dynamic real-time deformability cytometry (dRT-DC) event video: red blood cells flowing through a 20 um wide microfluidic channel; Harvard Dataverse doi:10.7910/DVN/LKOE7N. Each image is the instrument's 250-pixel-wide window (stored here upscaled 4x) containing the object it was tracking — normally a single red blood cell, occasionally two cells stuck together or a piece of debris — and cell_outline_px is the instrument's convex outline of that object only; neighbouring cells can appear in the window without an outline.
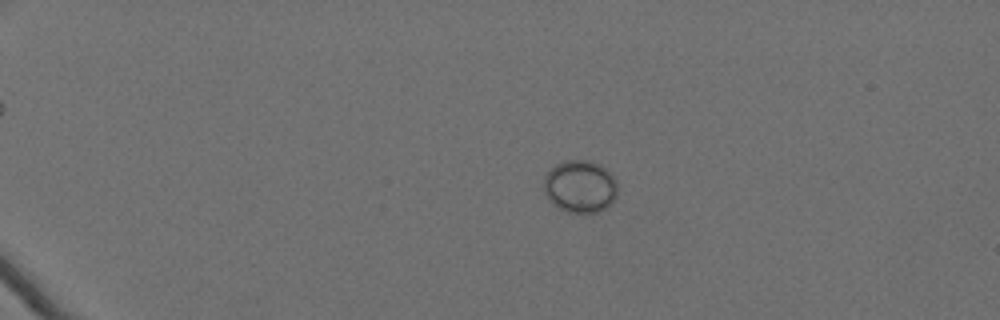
{"species": "Egyptian fruit bat (a non-hibernating species)", "species_latin": "Rousettus aegyptiacus", "temperature_condition": "cold", "stored_images_in_passage": 48, "camera_frame_rate_fps": 3000, "um_per_image_px": 0.085, "animal": {"sex": "female"}, "frame": {"image": 1, "passage_image": 2, "time_ms": 0.333, "image_size_px": [1000, 320], "cell_outline_px": [[616, 196], [612, 204], [608, 208], [600, 212], [564, 212], [556, 208], [548, 200], [544, 192], [544, 176], [556, 164], [564, 160], [588, 160], [600, 164], [616, 180]], "centroid_in_image_um": [49.29, 15.87], "position_along_channel_um": 35.7, "area_um2": 22.83}}
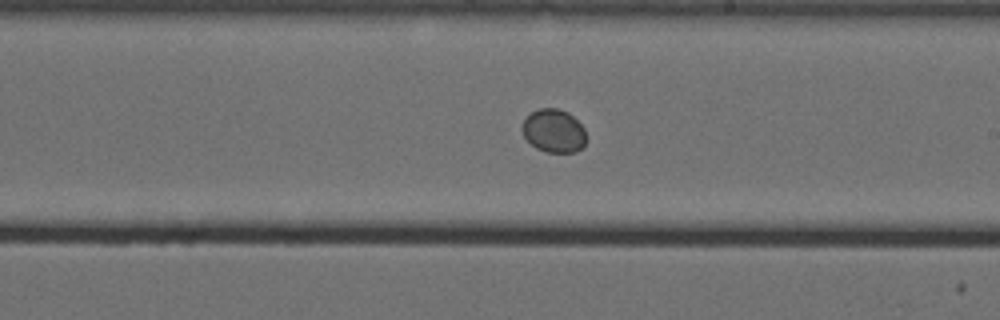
{"frame": {"image": 2, "passage_image": 27, "time_ms": 8.667, "image_size_px": [1000, 320], "cell_outline_px": [[588, 140], [576, 152], [544, 152], [536, 148], [524, 136], [520, 128], [524, 120], [532, 112], [540, 108], [556, 108], [568, 112], [584, 128]], "centroid_in_image_um": [47.08, 11.13], "position_along_channel_um": 241.9, "area_um2": 16.18}}
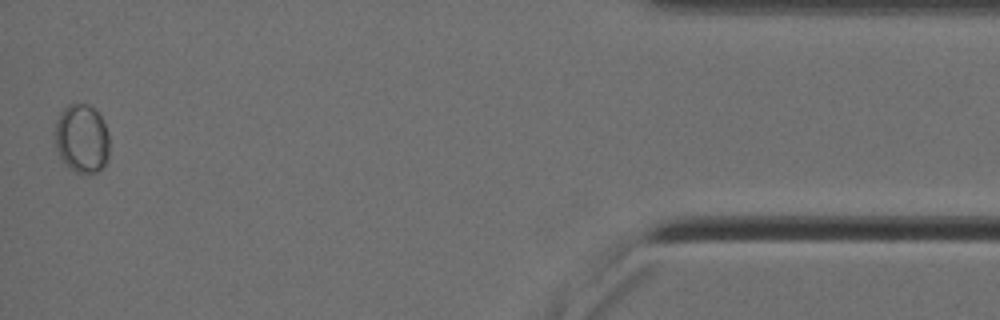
{"frame": {"image": 3, "passage_image": 48, "time_ms": 15.667, "image_size_px": [1000, 320], "cell_outline_px": [[108, 156], [104, 164], [96, 172], [88, 176], [76, 172], [64, 164], [56, 148], [56, 120], [60, 112], [68, 104], [88, 104], [100, 116], [108, 132]], "centroid_in_image_um": [6.95, 11.8], "position_along_channel_um": 428.3, "area_um2": 21.73}}